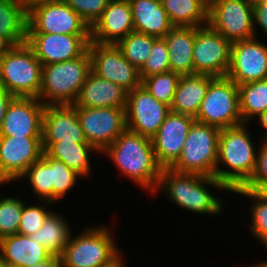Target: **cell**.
<instances>
[{
	"instance_id": "6da1fadb",
	"label": "cell",
	"mask_w": 267,
	"mask_h": 267,
	"mask_svg": "<svg viewBox=\"0 0 267 267\" xmlns=\"http://www.w3.org/2000/svg\"><path fill=\"white\" fill-rule=\"evenodd\" d=\"M103 153L136 185L156 192L163 168L156 160L151 138L126 128Z\"/></svg>"
},
{
	"instance_id": "7a4b0ae2",
	"label": "cell",
	"mask_w": 267,
	"mask_h": 267,
	"mask_svg": "<svg viewBox=\"0 0 267 267\" xmlns=\"http://www.w3.org/2000/svg\"><path fill=\"white\" fill-rule=\"evenodd\" d=\"M246 126L243 123L224 128L219 134L215 178L230 192L240 188L251 177L255 168L257 153ZM221 163L230 171L219 168Z\"/></svg>"
},
{
	"instance_id": "3957f363",
	"label": "cell",
	"mask_w": 267,
	"mask_h": 267,
	"mask_svg": "<svg viewBox=\"0 0 267 267\" xmlns=\"http://www.w3.org/2000/svg\"><path fill=\"white\" fill-rule=\"evenodd\" d=\"M206 184L230 191L215 177L178 173L170 168L162 169L156 190L163 187L170 201L178 207L199 214L217 215L222 212L223 205L220 199L208 191Z\"/></svg>"
},
{
	"instance_id": "277c9868",
	"label": "cell",
	"mask_w": 267,
	"mask_h": 267,
	"mask_svg": "<svg viewBox=\"0 0 267 267\" xmlns=\"http://www.w3.org/2000/svg\"><path fill=\"white\" fill-rule=\"evenodd\" d=\"M91 71V56L88 49L76 59L42 65L38 99L45 106L73 105Z\"/></svg>"
},
{
	"instance_id": "5b68a950",
	"label": "cell",
	"mask_w": 267,
	"mask_h": 267,
	"mask_svg": "<svg viewBox=\"0 0 267 267\" xmlns=\"http://www.w3.org/2000/svg\"><path fill=\"white\" fill-rule=\"evenodd\" d=\"M42 63L26 44L14 45L0 58V86L14 97L38 98Z\"/></svg>"
},
{
	"instance_id": "8992f818",
	"label": "cell",
	"mask_w": 267,
	"mask_h": 267,
	"mask_svg": "<svg viewBox=\"0 0 267 267\" xmlns=\"http://www.w3.org/2000/svg\"><path fill=\"white\" fill-rule=\"evenodd\" d=\"M220 131L215 126L194 121L182 152L170 169L178 173L215 177Z\"/></svg>"
},
{
	"instance_id": "52a82bcc",
	"label": "cell",
	"mask_w": 267,
	"mask_h": 267,
	"mask_svg": "<svg viewBox=\"0 0 267 267\" xmlns=\"http://www.w3.org/2000/svg\"><path fill=\"white\" fill-rule=\"evenodd\" d=\"M70 238L62 255V267H103L114 261L120 251L106 227H94Z\"/></svg>"
},
{
	"instance_id": "ba28073f",
	"label": "cell",
	"mask_w": 267,
	"mask_h": 267,
	"mask_svg": "<svg viewBox=\"0 0 267 267\" xmlns=\"http://www.w3.org/2000/svg\"><path fill=\"white\" fill-rule=\"evenodd\" d=\"M195 121L219 129L243 124L238 85L228 77H215L209 84Z\"/></svg>"
},
{
	"instance_id": "9c48e42d",
	"label": "cell",
	"mask_w": 267,
	"mask_h": 267,
	"mask_svg": "<svg viewBox=\"0 0 267 267\" xmlns=\"http://www.w3.org/2000/svg\"><path fill=\"white\" fill-rule=\"evenodd\" d=\"M208 24L231 43L256 37L253 3L246 0H215L209 5Z\"/></svg>"
},
{
	"instance_id": "30bf717a",
	"label": "cell",
	"mask_w": 267,
	"mask_h": 267,
	"mask_svg": "<svg viewBox=\"0 0 267 267\" xmlns=\"http://www.w3.org/2000/svg\"><path fill=\"white\" fill-rule=\"evenodd\" d=\"M231 42L209 24L195 27L194 74L226 77L230 66Z\"/></svg>"
},
{
	"instance_id": "8fae6325",
	"label": "cell",
	"mask_w": 267,
	"mask_h": 267,
	"mask_svg": "<svg viewBox=\"0 0 267 267\" xmlns=\"http://www.w3.org/2000/svg\"><path fill=\"white\" fill-rule=\"evenodd\" d=\"M77 117L86 141L103 152L126 129L125 108L76 107Z\"/></svg>"
},
{
	"instance_id": "7c38bea8",
	"label": "cell",
	"mask_w": 267,
	"mask_h": 267,
	"mask_svg": "<svg viewBox=\"0 0 267 267\" xmlns=\"http://www.w3.org/2000/svg\"><path fill=\"white\" fill-rule=\"evenodd\" d=\"M91 70L102 79L119 84L127 92L142 85L139 69L126 60L115 44L90 42Z\"/></svg>"
},
{
	"instance_id": "4fadbf2b",
	"label": "cell",
	"mask_w": 267,
	"mask_h": 267,
	"mask_svg": "<svg viewBox=\"0 0 267 267\" xmlns=\"http://www.w3.org/2000/svg\"><path fill=\"white\" fill-rule=\"evenodd\" d=\"M27 33L90 35V27L62 0L32 9L28 13Z\"/></svg>"
},
{
	"instance_id": "5bb4252c",
	"label": "cell",
	"mask_w": 267,
	"mask_h": 267,
	"mask_svg": "<svg viewBox=\"0 0 267 267\" xmlns=\"http://www.w3.org/2000/svg\"><path fill=\"white\" fill-rule=\"evenodd\" d=\"M169 112L170 106L155 99L141 85L127 94L126 128L142 136L152 138Z\"/></svg>"
},
{
	"instance_id": "9a60e30c",
	"label": "cell",
	"mask_w": 267,
	"mask_h": 267,
	"mask_svg": "<svg viewBox=\"0 0 267 267\" xmlns=\"http://www.w3.org/2000/svg\"><path fill=\"white\" fill-rule=\"evenodd\" d=\"M43 152L42 137L0 136V185L22 178Z\"/></svg>"
},
{
	"instance_id": "2e32d148",
	"label": "cell",
	"mask_w": 267,
	"mask_h": 267,
	"mask_svg": "<svg viewBox=\"0 0 267 267\" xmlns=\"http://www.w3.org/2000/svg\"><path fill=\"white\" fill-rule=\"evenodd\" d=\"M90 42V35L27 33L26 36V44L42 65L76 59L87 50Z\"/></svg>"
},
{
	"instance_id": "e0dca14e",
	"label": "cell",
	"mask_w": 267,
	"mask_h": 267,
	"mask_svg": "<svg viewBox=\"0 0 267 267\" xmlns=\"http://www.w3.org/2000/svg\"><path fill=\"white\" fill-rule=\"evenodd\" d=\"M226 77L237 85L267 79V45L256 37L232 42Z\"/></svg>"
},
{
	"instance_id": "ac0fdd59",
	"label": "cell",
	"mask_w": 267,
	"mask_h": 267,
	"mask_svg": "<svg viewBox=\"0 0 267 267\" xmlns=\"http://www.w3.org/2000/svg\"><path fill=\"white\" fill-rule=\"evenodd\" d=\"M45 105L35 97H14L9 103L0 136L42 137Z\"/></svg>"
},
{
	"instance_id": "d6986e66",
	"label": "cell",
	"mask_w": 267,
	"mask_h": 267,
	"mask_svg": "<svg viewBox=\"0 0 267 267\" xmlns=\"http://www.w3.org/2000/svg\"><path fill=\"white\" fill-rule=\"evenodd\" d=\"M195 118L170 111L157 133L151 138L158 164L170 168L179 158Z\"/></svg>"
},
{
	"instance_id": "ffe728a7",
	"label": "cell",
	"mask_w": 267,
	"mask_h": 267,
	"mask_svg": "<svg viewBox=\"0 0 267 267\" xmlns=\"http://www.w3.org/2000/svg\"><path fill=\"white\" fill-rule=\"evenodd\" d=\"M58 141L88 143L74 105L45 106L42 119L43 151Z\"/></svg>"
},
{
	"instance_id": "44dd1931",
	"label": "cell",
	"mask_w": 267,
	"mask_h": 267,
	"mask_svg": "<svg viewBox=\"0 0 267 267\" xmlns=\"http://www.w3.org/2000/svg\"><path fill=\"white\" fill-rule=\"evenodd\" d=\"M134 31L129 0H111L103 14L90 27V38L98 44H117Z\"/></svg>"
},
{
	"instance_id": "7402d4cb",
	"label": "cell",
	"mask_w": 267,
	"mask_h": 267,
	"mask_svg": "<svg viewBox=\"0 0 267 267\" xmlns=\"http://www.w3.org/2000/svg\"><path fill=\"white\" fill-rule=\"evenodd\" d=\"M127 94L128 92L119 84L102 79L91 71L73 105L83 108L118 107L126 109Z\"/></svg>"
},
{
	"instance_id": "603a6c76",
	"label": "cell",
	"mask_w": 267,
	"mask_h": 267,
	"mask_svg": "<svg viewBox=\"0 0 267 267\" xmlns=\"http://www.w3.org/2000/svg\"><path fill=\"white\" fill-rule=\"evenodd\" d=\"M51 255L30 236L15 234L0 239V262L10 267H30Z\"/></svg>"
},
{
	"instance_id": "cb8c5ba5",
	"label": "cell",
	"mask_w": 267,
	"mask_h": 267,
	"mask_svg": "<svg viewBox=\"0 0 267 267\" xmlns=\"http://www.w3.org/2000/svg\"><path fill=\"white\" fill-rule=\"evenodd\" d=\"M214 78L205 74L181 75L170 111L195 118Z\"/></svg>"
},
{
	"instance_id": "d4e9b609",
	"label": "cell",
	"mask_w": 267,
	"mask_h": 267,
	"mask_svg": "<svg viewBox=\"0 0 267 267\" xmlns=\"http://www.w3.org/2000/svg\"><path fill=\"white\" fill-rule=\"evenodd\" d=\"M163 38L168 47L170 71L179 75L194 74L195 27L174 26Z\"/></svg>"
},
{
	"instance_id": "484cf974",
	"label": "cell",
	"mask_w": 267,
	"mask_h": 267,
	"mask_svg": "<svg viewBox=\"0 0 267 267\" xmlns=\"http://www.w3.org/2000/svg\"><path fill=\"white\" fill-rule=\"evenodd\" d=\"M132 8L134 31L164 37L174 26L161 0H129Z\"/></svg>"
},
{
	"instance_id": "4316f807",
	"label": "cell",
	"mask_w": 267,
	"mask_h": 267,
	"mask_svg": "<svg viewBox=\"0 0 267 267\" xmlns=\"http://www.w3.org/2000/svg\"><path fill=\"white\" fill-rule=\"evenodd\" d=\"M173 26L201 27L208 24L209 6L203 0H161Z\"/></svg>"
},
{
	"instance_id": "83f0119b",
	"label": "cell",
	"mask_w": 267,
	"mask_h": 267,
	"mask_svg": "<svg viewBox=\"0 0 267 267\" xmlns=\"http://www.w3.org/2000/svg\"><path fill=\"white\" fill-rule=\"evenodd\" d=\"M28 13L21 0H0V34L14 45L26 43Z\"/></svg>"
},
{
	"instance_id": "f1b7e54d",
	"label": "cell",
	"mask_w": 267,
	"mask_h": 267,
	"mask_svg": "<svg viewBox=\"0 0 267 267\" xmlns=\"http://www.w3.org/2000/svg\"><path fill=\"white\" fill-rule=\"evenodd\" d=\"M97 151L89 143L54 142L45 153L65 163L81 177L90 174V152Z\"/></svg>"
},
{
	"instance_id": "f546056e",
	"label": "cell",
	"mask_w": 267,
	"mask_h": 267,
	"mask_svg": "<svg viewBox=\"0 0 267 267\" xmlns=\"http://www.w3.org/2000/svg\"><path fill=\"white\" fill-rule=\"evenodd\" d=\"M70 233L67 222L59 214L52 212L41 228L29 236L52 255L60 257L68 243Z\"/></svg>"
},
{
	"instance_id": "4dcf8cb0",
	"label": "cell",
	"mask_w": 267,
	"mask_h": 267,
	"mask_svg": "<svg viewBox=\"0 0 267 267\" xmlns=\"http://www.w3.org/2000/svg\"><path fill=\"white\" fill-rule=\"evenodd\" d=\"M238 91L243 123L267 110V79L238 85Z\"/></svg>"
},
{
	"instance_id": "1f68e13d",
	"label": "cell",
	"mask_w": 267,
	"mask_h": 267,
	"mask_svg": "<svg viewBox=\"0 0 267 267\" xmlns=\"http://www.w3.org/2000/svg\"><path fill=\"white\" fill-rule=\"evenodd\" d=\"M157 37L132 31L116 45L126 60L140 69L151 53L153 42Z\"/></svg>"
},
{
	"instance_id": "d6a6232c",
	"label": "cell",
	"mask_w": 267,
	"mask_h": 267,
	"mask_svg": "<svg viewBox=\"0 0 267 267\" xmlns=\"http://www.w3.org/2000/svg\"><path fill=\"white\" fill-rule=\"evenodd\" d=\"M29 179L35 195L45 204L53 202V186H50V156L43 152L42 157L35 161L22 176Z\"/></svg>"
},
{
	"instance_id": "836d02e7",
	"label": "cell",
	"mask_w": 267,
	"mask_h": 267,
	"mask_svg": "<svg viewBox=\"0 0 267 267\" xmlns=\"http://www.w3.org/2000/svg\"><path fill=\"white\" fill-rule=\"evenodd\" d=\"M180 78L181 75L169 71L145 77L142 85L155 99L171 106Z\"/></svg>"
},
{
	"instance_id": "e575fe53",
	"label": "cell",
	"mask_w": 267,
	"mask_h": 267,
	"mask_svg": "<svg viewBox=\"0 0 267 267\" xmlns=\"http://www.w3.org/2000/svg\"><path fill=\"white\" fill-rule=\"evenodd\" d=\"M81 177L60 160L50 157V186H53V202L65 197Z\"/></svg>"
},
{
	"instance_id": "d590c367",
	"label": "cell",
	"mask_w": 267,
	"mask_h": 267,
	"mask_svg": "<svg viewBox=\"0 0 267 267\" xmlns=\"http://www.w3.org/2000/svg\"><path fill=\"white\" fill-rule=\"evenodd\" d=\"M23 200L18 198H0V239L15 235L21 219Z\"/></svg>"
},
{
	"instance_id": "8d00e7d4",
	"label": "cell",
	"mask_w": 267,
	"mask_h": 267,
	"mask_svg": "<svg viewBox=\"0 0 267 267\" xmlns=\"http://www.w3.org/2000/svg\"><path fill=\"white\" fill-rule=\"evenodd\" d=\"M170 71L168 47L163 37H157L151 53L139 69L141 80L145 77Z\"/></svg>"
},
{
	"instance_id": "74e56055",
	"label": "cell",
	"mask_w": 267,
	"mask_h": 267,
	"mask_svg": "<svg viewBox=\"0 0 267 267\" xmlns=\"http://www.w3.org/2000/svg\"><path fill=\"white\" fill-rule=\"evenodd\" d=\"M233 192L255 200L252 205V225L251 232L253 236L264 244L267 250V202L261 200L253 191L248 189H235Z\"/></svg>"
},
{
	"instance_id": "f35d334b",
	"label": "cell",
	"mask_w": 267,
	"mask_h": 267,
	"mask_svg": "<svg viewBox=\"0 0 267 267\" xmlns=\"http://www.w3.org/2000/svg\"><path fill=\"white\" fill-rule=\"evenodd\" d=\"M51 213L39 205L27 207L24 202L17 234L29 236L37 232Z\"/></svg>"
},
{
	"instance_id": "ab89813d",
	"label": "cell",
	"mask_w": 267,
	"mask_h": 267,
	"mask_svg": "<svg viewBox=\"0 0 267 267\" xmlns=\"http://www.w3.org/2000/svg\"><path fill=\"white\" fill-rule=\"evenodd\" d=\"M66 3L80 15L91 27L103 14L111 0H65Z\"/></svg>"
},
{
	"instance_id": "60d3db41",
	"label": "cell",
	"mask_w": 267,
	"mask_h": 267,
	"mask_svg": "<svg viewBox=\"0 0 267 267\" xmlns=\"http://www.w3.org/2000/svg\"><path fill=\"white\" fill-rule=\"evenodd\" d=\"M259 150L251 177L238 189L250 190L258 182H267V141H262Z\"/></svg>"
},
{
	"instance_id": "b9f144b4",
	"label": "cell",
	"mask_w": 267,
	"mask_h": 267,
	"mask_svg": "<svg viewBox=\"0 0 267 267\" xmlns=\"http://www.w3.org/2000/svg\"><path fill=\"white\" fill-rule=\"evenodd\" d=\"M253 19L254 27L255 23L259 24L267 36V0H259L253 4Z\"/></svg>"
},
{
	"instance_id": "7bdbcfd3",
	"label": "cell",
	"mask_w": 267,
	"mask_h": 267,
	"mask_svg": "<svg viewBox=\"0 0 267 267\" xmlns=\"http://www.w3.org/2000/svg\"><path fill=\"white\" fill-rule=\"evenodd\" d=\"M13 98V95L0 86V129L4 120L6 109Z\"/></svg>"
},
{
	"instance_id": "ee69618b",
	"label": "cell",
	"mask_w": 267,
	"mask_h": 267,
	"mask_svg": "<svg viewBox=\"0 0 267 267\" xmlns=\"http://www.w3.org/2000/svg\"><path fill=\"white\" fill-rule=\"evenodd\" d=\"M58 1H62V0H21L27 13H29L32 9H34L40 5L49 4L52 2H58Z\"/></svg>"
},
{
	"instance_id": "f6af8a7d",
	"label": "cell",
	"mask_w": 267,
	"mask_h": 267,
	"mask_svg": "<svg viewBox=\"0 0 267 267\" xmlns=\"http://www.w3.org/2000/svg\"><path fill=\"white\" fill-rule=\"evenodd\" d=\"M30 267H62V265L60 257L51 255L47 260L35 263Z\"/></svg>"
},
{
	"instance_id": "bcb514c9",
	"label": "cell",
	"mask_w": 267,
	"mask_h": 267,
	"mask_svg": "<svg viewBox=\"0 0 267 267\" xmlns=\"http://www.w3.org/2000/svg\"><path fill=\"white\" fill-rule=\"evenodd\" d=\"M261 200L267 202V182H258L251 189Z\"/></svg>"
},
{
	"instance_id": "7dc6e473",
	"label": "cell",
	"mask_w": 267,
	"mask_h": 267,
	"mask_svg": "<svg viewBox=\"0 0 267 267\" xmlns=\"http://www.w3.org/2000/svg\"><path fill=\"white\" fill-rule=\"evenodd\" d=\"M14 44L4 35L0 34V58L5 55Z\"/></svg>"
},
{
	"instance_id": "c3c4849f",
	"label": "cell",
	"mask_w": 267,
	"mask_h": 267,
	"mask_svg": "<svg viewBox=\"0 0 267 267\" xmlns=\"http://www.w3.org/2000/svg\"><path fill=\"white\" fill-rule=\"evenodd\" d=\"M259 122L265 129V133L262 135L263 141H267V110L261 113L259 116Z\"/></svg>"
},
{
	"instance_id": "681fc988",
	"label": "cell",
	"mask_w": 267,
	"mask_h": 267,
	"mask_svg": "<svg viewBox=\"0 0 267 267\" xmlns=\"http://www.w3.org/2000/svg\"><path fill=\"white\" fill-rule=\"evenodd\" d=\"M121 257L122 255H119L114 261L103 267H124V264L122 262L123 260L121 259Z\"/></svg>"
},
{
	"instance_id": "f907efd6",
	"label": "cell",
	"mask_w": 267,
	"mask_h": 267,
	"mask_svg": "<svg viewBox=\"0 0 267 267\" xmlns=\"http://www.w3.org/2000/svg\"><path fill=\"white\" fill-rule=\"evenodd\" d=\"M261 264L253 265L252 267H267V262H260Z\"/></svg>"
},
{
	"instance_id": "816d5d0a",
	"label": "cell",
	"mask_w": 267,
	"mask_h": 267,
	"mask_svg": "<svg viewBox=\"0 0 267 267\" xmlns=\"http://www.w3.org/2000/svg\"><path fill=\"white\" fill-rule=\"evenodd\" d=\"M208 6L214 2L215 0H203Z\"/></svg>"
},
{
	"instance_id": "f5cc1de1",
	"label": "cell",
	"mask_w": 267,
	"mask_h": 267,
	"mask_svg": "<svg viewBox=\"0 0 267 267\" xmlns=\"http://www.w3.org/2000/svg\"><path fill=\"white\" fill-rule=\"evenodd\" d=\"M0 267H10V266L0 262Z\"/></svg>"
},
{
	"instance_id": "db71d44e",
	"label": "cell",
	"mask_w": 267,
	"mask_h": 267,
	"mask_svg": "<svg viewBox=\"0 0 267 267\" xmlns=\"http://www.w3.org/2000/svg\"><path fill=\"white\" fill-rule=\"evenodd\" d=\"M246 1H249V2H251V3H255V2H257V1H259V0H246Z\"/></svg>"
}]
</instances>
